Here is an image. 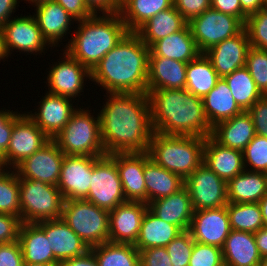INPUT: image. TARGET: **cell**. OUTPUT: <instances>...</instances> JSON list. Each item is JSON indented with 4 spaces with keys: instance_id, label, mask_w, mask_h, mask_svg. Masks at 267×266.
<instances>
[{
    "instance_id": "6da1fadb",
    "label": "cell",
    "mask_w": 267,
    "mask_h": 266,
    "mask_svg": "<svg viewBox=\"0 0 267 266\" xmlns=\"http://www.w3.org/2000/svg\"><path fill=\"white\" fill-rule=\"evenodd\" d=\"M106 94V105L99 112L105 153L147 152L154 132L148 95Z\"/></svg>"
},
{
    "instance_id": "7a4b0ae2",
    "label": "cell",
    "mask_w": 267,
    "mask_h": 266,
    "mask_svg": "<svg viewBox=\"0 0 267 266\" xmlns=\"http://www.w3.org/2000/svg\"><path fill=\"white\" fill-rule=\"evenodd\" d=\"M150 48L128 32L91 70V81L107 93L147 94Z\"/></svg>"
},
{
    "instance_id": "3957f363",
    "label": "cell",
    "mask_w": 267,
    "mask_h": 266,
    "mask_svg": "<svg viewBox=\"0 0 267 266\" xmlns=\"http://www.w3.org/2000/svg\"><path fill=\"white\" fill-rule=\"evenodd\" d=\"M153 130L164 135L207 138L212 126L202 98L186 89L147 90Z\"/></svg>"
},
{
    "instance_id": "277c9868",
    "label": "cell",
    "mask_w": 267,
    "mask_h": 266,
    "mask_svg": "<svg viewBox=\"0 0 267 266\" xmlns=\"http://www.w3.org/2000/svg\"><path fill=\"white\" fill-rule=\"evenodd\" d=\"M76 23L78 28L63 51L90 70L129 32L118 12L94 14Z\"/></svg>"
},
{
    "instance_id": "5b68a950",
    "label": "cell",
    "mask_w": 267,
    "mask_h": 266,
    "mask_svg": "<svg viewBox=\"0 0 267 266\" xmlns=\"http://www.w3.org/2000/svg\"><path fill=\"white\" fill-rule=\"evenodd\" d=\"M205 139L154 131L147 152L156 164L185 180L203 163Z\"/></svg>"
},
{
    "instance_id": "8992f818",
    "label": "cell",
    "mask_w": 267,
    "mask_h": 266,
    "mask_svg": "<svg viewBox=\"0 0 267 266\" xmlns=\"http://www.w3.org/2000/svg\"><path fill=\"white\" fill-rule=\"evenodd\" d=\"M52 140L65 155L101 157L106 154L101 138L99 113L94 117L85 108H77Z\"/></svg>"
},
{
    "instance_id": "52a82bcc",
    "label": "cell",
    "mask_w": 267,
    "mask_h": 266,
    "mask_svg": "<svg viewBox=\"0 0 267 266\" xmlns=\"http://www.w3.org/2000/svg\"><path fill=\"white\" fill-rule=\"evenodd\" d=\"M19 191L22 223L61 218L65 199L57 186L19 178Z\"/></svg>"
},
{
    "instance_id": "ba28073f",
    "label": "cell",
    "mask_w": 267,
    "mask_h": 266,
    "mask_svg": "<svg viewBox=\"0 0 267 266\" xmlns=\"http://www.w3.org/2000/svg\"><path fill=\"white\" fill-rule=\"evenodd\" d=\"M61 218L89 248L109 241V211L85 199L65 200Z\"/></svg>"
},
{
    "instance_id": "9c48e42d",
    "label": "cell",
    "mask_w": 267,
    "mask_h": 266,
    "mask_svg": "<svg viewBox=\"0 0 267 266\" xmlns=\"http://www.w3.org/2000/svg\"><path fill=\"white\" fill-rule=\"evenodd\" d=\"M84 199L107 211L127 202L116 162L109 154L94 161L90 189Z\"/></svg>"
},
{
    "instance_id": "30bf717a",
    "label": "cell",
    "mask_w": 267,
    "mask_h": 266,
    "mask_svg": "<svg viewBox=\"0 0 267 266\" xmlns=\"http://www.w3.org/2000/svg\"><path fill=\"white\" fill-rule=\"evenodd\" d=\"M188 25L198 50L206 52L213 45L239 34L245 24L230 14L208 8L204 13L192 18Z\"/></svg>"
},
{
    "instance_id": "8fae6325",
    "label": "cell",
    "mask_w": 267,
    "mask_h": 266,
    "mask_svg": "<svg viewBox=\"0 0 267 266\" xmlns=\"http://www.w3.org/2000/svg\"><path fill=\"white\" fill-rule=\"evenodd\" d=\"M50 140L27 113H17L13 117V130L8 149L3 158V168L14 169Z\"/></svg>"
},
{
    "instance_id": "7c38bea8",
    "label": "cell",
    "mask_w": 267,
    "mask_h": 266,
    "mask_svg": "<svg viewBox=\"0 0 267 266\" xmlns=\"http://www.w3.org/2000/svg\"><path fill=\"white\" fill-rule=\"evenodd\" d=\"M184 186L188 190L194 211L228 204L227 182L203 163L184 180Z\"/></svg>"
},
{
    "instance_id": "4fadbf2b",
    "label": "cell",
    "mask_w": 267,
    "mask_h": 266,
    "mask_svg": "<svg viewBox=\"0 0 267 266\" xmlns=\"http://www.w3.org/2000/svg\"><path fill=\"white\" fill-rule=\"evenodd\" d=\"M1 32L7 57L12 54L11 51L16 49L19 52L35 54L37 52L42 53L46 46L49 47L48 42L41 34L35 17L30 14L29 16L10 18L1 28Z\"/></svg>"
},
{
    "instance_id": "5bb4252c",
    "label": "cell",
    "mask_w": 267,
    "mask_h": 266,
    "mask_svg": "<svg viewBox=\"0 0 267 266\" xmlns=\"http://www.w3.org/2000/svg\"><path fill=\"white\" fill-rule=\"evenodd\" d=\"M52 67L46 81L48 93L74 99L84 92L83 88L86 85L84 79L87 77L91 80V70L72 58L66 51L63 53L62 61L56 62Z\"/></svg>"
},
{
    "instance_id": "9a60e30c",
    "label": "cell",
    "mask_w": 267,
    "mask_h": 266,
    "mask_svg": "<svg viewBox=\"0 0 267 266\" xmlns=\"http://www.w3.org/2000/svg\"><path fill=\"white\" fill-rule=\"evenodd\" d=\"M64 155L57 144L50 140L40 150L18 164L14 170L19 178L40 180L57 186Z\"/></svg>"
},
{
    "instance_id": "2e32d148",
    "label": "cell",
    "mask_w": 267,
    "mask_h": 266,
    "mask_svg": "<svg viewBox=\"0 0 267 266\" xmlns=\"http://www.w3.org/2000/svg\"><path fill=\"white\" fill-rule=\"evenodd\" d=\"M188 231L195 242L222 249L231 231L226 206L194 211Z\"/></svg>"
},
{
    "instance_id": "e0dca14e",
    "label": "cell",
    "mask_w": 267,
    "mask_h": 266,
    "mask_svg": "<svg viewBox=\"0 0 267 266\" xmlns=\"http://www.w3.org/2000/svg\"><path fill=\"white\" fill-rule=\"evenodd\" d=\"M95 156L64 155L57 182L65 200L84 199L90 189Z\"/></svg>"
},
{
    "instance_id": "ac0fdd59",
    "label": "cell",
    "mask_w": 267,
    "mask_h": 266,
    "mask_svg": "<svg viewBox=\"0 0 267 266\" xmlns=\"http://www.w3.org/2000/svg\"><path fill=\"white\" fill-rule=\"evenodd\" d=\"M148 204L127 201L109 211V242L135 245Z\"/></svg>"
},
{
    "instance_id": "d6986e66",
    "label": "cell",
    "mask_w": 267,
    "mask_h": 266,
    "mask_svg": "<svg viewBox=\"0 0 267 266\" xmlns=\"http://www.w3.org/2000/svg\"><path fill=\"white\" fill-rule=\"evenodd\" d=\"M250 47L248 34L244 28L239 34L213 45L204 54L211 61L218 76L224 77L246 66Z\"/></svg>"
},
{
    "instance_id": "ffe728a7",
    "label": "cell",
    "mask_w": 267,
    "mask_h": 266,
    "mask_svg": "<svg viewBox=\"0 0 267 266\" xmlns=\"http://www.w3.org/2000/svg\"><path fill=\"white\" fill-rule=\"evenodd\" d=\"M36 224L45 232L55 260L60 264L69 258L84 255L90 250L62 218L44 220Z\"/></svg>"
},
{
    "instance_id": "44dd1931",
    "label": "cell",
    "mask_w": 267,
    "mask_h": 266,
    "mask_svg": "<svg viewBox=\"0 0 267 266\" xmlns=\"http://www.w3.org/2000/svg\"><path fill=\"white\" fill-rule=\"evenodd\" d=\"M41 100L38 102V111L26 113L52 140L64 128L77 108L72 105V99L48 92Z\"/></svg>"
},
{
    "instance_id": "7402d4cb",
    "label": "cell",
    "mask_w": 267,
    "mask_h": 266,
    "mask_svg": "<svg viewBox=\"0 0 267 266\" xmlns=\"http://www.w3.org/2000/svg\"><path fill=\"white\" fill-rule=\"evenodd\" d=\"M116 162L127 201L147 203L144 179V152L109 154Z\"/></svg>"
},
{
    "instance_id": "603a6c76",
    "label": "cell",
    "mask_w": 267,
    "mask_h": 266,
    "mask_svg": "<svg viewBox=\"0 0 267 266\" xmlns=\"http://www.w3.org/2000/svg\"><path fill=\"white\" fill-rule=\"evenodd\" d=\"M203 164L226 182L245 170L243 152L223 146L211 136L205 139Z\"/></svg>"
},
{
    "instance_id": "cb8c5ba5",
    "label": "cell",
    "mask_w": 267,
    "mask_h": 266,
    "mask_svg": "<svg viewBox=\"0 0 267 266\" xmlns=\"http://www.w3.org/2000/svg\"><path fill=\"white\" fill-rule=\"evenodd\" d=\"M36 13L33 15L38 23L43 38L50 47H55L69 30L73 18L61 5L54 0L36 5ZM72 21V23H71ZM61 39V40H60Z\"/></svg>"
},
{
    "instance_id": "d4e9b609",
    "label": "cell",
    "mask_w": 267,
    "mask_h": 266,
    "mask_svg": "<svg viewBox=\"0 0 267 266\" xmlns=\"http://www.w3.org/2000/svg\"><path fill=\"white\" fill-rule=\"evenodd\" d=\"M252 118L247 111L218 122L212 127L211 137L219 144L243 151L255 137Z\"/></svg>"
},
{
    "instance_id": "484cf974",
    "label": "cell",
    "mask_w": 267,
    "mask_h": 266,
    "mask_svg": "<svg viewBox=\"0 0 267 266\" xmlns=\"http://www.w3.org/2000/svg\"><path fill=\"white\" fill-rule=\"evenodd\" d=\"M148 208L161 220L178 226L182 231L189 229L194 212L185 186L168 197L151 201Z\"/></svg>"
},
{
    "instance_id": "4316f807",
    "label": "cell",
    "mask_w": 267,
    "mask_h": 266,
    "mask_svg": "<svg viewBox=\"0 0 267 266\" xmlns=\"http://www.w3.org/2000/svg\"><path fill=\"white\" fill-rule=\"evenodd\" d=\"M187 63L149 56L147 90L185 89Z\"/></svg>"
},
{
    "instance_id": "83f0119b",
    "label": "cell",
    "mask_w": 267,
    "mask_h": 266,
    "mask_svg": "<svg viewBox=\"0 0 267 266\" xmlns=\"http://www.w3.org/2000/svg\"><path fill=\"white\" fill-rule=\"evenodd\" d=\"M226 266H256L262 256L256 246L254 233L231 230L222 248Z\"/></svg>"
},
{
    "instance_id": "f1b7e54d",
    "label": "cell",
    "mask_w": 267,
    "mask_h": 266,
    "mask_svg": "<svg viewBox=\"0 0 267 266\" xmlns=\"http://www.w3.org/2000/svg\"><path fill=\"white\" fill-rule=\"evenodd\" d=\"M144 179L147 193V204L174 194L184 186V180L177 174L156 164L144 152Z\"/></svg>"
},
{
    "instance_id": "f546056e",
    "label": "cell",
    "mask_w": 267,
    "mask_h": 266,
    "mask_svg": "<svg viewBox=\"0 0 267 266\" xmlns=\"http://www.w3.org/2000/svg\"><path fill=\"white\" fill-rule=\"evenodd\" d=\"M200 53L190 27L187 24L179 32L172 33L156 41L150 47L149 56L164 57L188 63L195 59Z\"/></svg>"
},
{
    "instance_id": "4dcf8cb0",
    "label": "cell",
    "mask_w": 267,
    "mask_h": 266,
    "mask_svg": "<svg viewBox=\"0 0 267 266\" xmlns=\"http://www.w3.org/2000/svg\"><path fill=\"white\" fill-rule=\"evenodd\" d=\"M266 194L265 172L244 170L227 182L228 203H258Z\"/></svg>"
},
{
    "instance_id": "1f68e13d",
    "label": "cell",
    "mask_w": 267,
    "mask_h": 266,
    "mask_svg": "<svg viewBox=\"0 0 267 266\" xmlns=\"http://www.w3.org/2000/svg\"><path fill=\"white\" fill-rule=\"evenodd\" d=\"M18 242L24 263H58L45 232L36 223H22Z\"/></svg>"
},
{
    "instance_id": "d6a6232c",
    "label": "cell",
    "mask_w": 267,
    "mask_h": 266,
    "mask_svg": "<svg viewBox=\"0 0 267 266\" xmlns=\"http://www.w3.org/2000/svg\"><path fill=\"white\" fill-rule=\"evenodd\" d=\"M182 232L183 231L178 226L161 220L147 208L134 246L138 250L166 247Z\"/></svg>"
},
{
    "instance_id": "836d02e7",
    "label": "cell",
    "mask_w": 267,
    "mask_h": 266,
    "mask_svg": "<svg viewBox=\"0 0 267 266\" xmlns=\"http://www.w3.org/2000/svg\"><path fill=\"white\" fill-rule=\"evenodd\" d=\"M205 115L213 127L218 122L230 119L243 110L235 99L223 77H220L215 87L202 98Z\"/></svg>"
},
{
    "instance_id": "e575fe53",
    "label": "cell",
    "mask_w": 267,
    "mask_h": 266,
    "mask_svg": "<svg viewBox=\"0 0 267 266\" xmlns=\"http://www.w3.org/2000/svg\"><path fill=\"white\" fill-rule=\"evenodd\" d=\"M187 24L188 22L177 9L172 6L149 18L135 33L150 48L156 41L172 33L179 32Z\"/></svg>"
},
{
    "instance_id": "d590c367",
    "label": "cell",
    "mask_w": 267,
    "mask_h": 266,
    "mask_svg": "<svg viewBox=\"0 0 267 266\" xmlns=\"http://www.w3.org/2000/svg\"><path fill=\"white\" fill-rule=\"evenodd\" d=\"M173 6V0H122L119 15L129 32H135L149 18Z\"/></svg>"
},
{
    "instance_id": "8d00e7d4",
    "label": "cell",
    "mask_w": 267,
    "mask_h": 266,
    "mask_svg": "<svg viewBox=\"0 0 267 266\" xmlns=\"http://www.w3.org/2000/svg\"><path fill=\"white\" fill-rule=\"evenodd\" d=\"M219 78L209 58L200 53L187 63L185 89L203 98L215 87Z\"/></svg>"
},
{
    "instance_id": "74e56055",
    "label": "cell",
    "mask_w": 267,
    "mask_h": 266,
    "mask_svg": "<svg viewBox=\"0 0 267 266\" xmlns=\"http://www.w3.org/2000/svg\"><path fill=\"white\" fill-rule=\"evenodd\" d=\"M99 266H140V253L133 244L105 242L90 248Z\"/></svg>"
},
{
    "instance_id": "f35d334b",
    "label": "cell",
    "mask_w": 267,
    "mask_h": 266,
    "mask_svg": "<svg viewBox=\"0 0 267 266\" xmlns=\"http://www.w3.org/2000/svg\"><path fill=\"white\" fill-rule=\"evenodd\" d=\"M231 90L237 105L247 111L263 96L246 66L238 68L223 77Z\"/></svg>"
},
{
    "instance_id": "ab89813d",
    "label": "cell",
    "mask_w": 267,
    "mask_h": 266,
    "mask_svg": "<svg viewBox=\"0 0 267 266\" xmlns=\"http://www.w3.org/2000/svg\"><path fill=\"white\" fill-rule=\"evenodd\" d=\"M226 208L231 230L256 233L264 227L259 203H228Z\"/></svg>"
},
{
    "instance_id": "60d3db41",
    "label": "cell",
    "mask_w": 267,
    "mask_h": 266,
    "mask_svg": "<svg viewBox=\"0 0 267 266\" xmlns=\"http://www.w3.org/2000/svg\"><path fill=\"white\" fill-rule=\"evenodd\" d=\"M0 213L11 214L21 220L19 177L14 169L0 168Z\"/></svg>"
},
{
    "instance_id": "b9f144b4",
    "label": "cell",
    "mask_w": 267,
    "mask_h": 266,
    "mask_svg": "<svg viewBox=\"0 0 267 266\" xmlns=\"http://www.w3.org/2000/svg\"><path fill=\"white\" fill-rule=\"evenodd\" d=\"M242 152L245 170L267 173V137L255 135Z\"/></svg>"
},
{
    "instance_id": "7bdbcfd3",
    "label": "cell",
    "mask_w": 267,
    "mask_h": 266,
    "mask_svg": "<svg viewBox=\"0 0 267 266\" xmlns=\"http://www.w3.org/2000/svg\"><path fill=\"white\" fill-rule=\"evenodd\" d=\"M245 30L251 47L267 50V6L247 16Z\"/></svg>"
},
{
    "instance_id": "ee69618b",
    "label": "cell",
    "mask_w": 267,
    "mask_h": 266,
    "mask_svg": "<svg viewBox=\"0 0 267 266\" xmlns=\"http://www.w3.org/2000/svg\"><path fill=\"white\" fill-rule=\"evenodd\" d=\"M246 67L263 95H267V50L250 47Z\"/></svg>"
},
{
    "instance_id": "f6af8a7d",
    "label": "cell",
    "mask_w": 267,
    "mask_h": 266,
    "mask_svg": "<svg viewBox=\"0 0 267 266\" xmlns=\"http://www.w3.org/2000/svg\"><path fill=\"white\" fill-rule=\"evenodd\" d=\"M194 247V240L188 230L175 237L167 246L172 266H188Z\"/></svg>"
},
{
    "instance_id": "bcb514c9",
    "label": "cell",
    "mask_w": 267,
    "mask_h": 266,
    "mask_svg": "<svg viewBox=\"0 0 267 266\" xmlns=\"http://www.w3.org/2000/svg\"><path fill=\"white\" fill-rule=\"evenodd\" d=\"M224 264L222 249L194 241V247L188 266H222Z\"/></svg>"
},
{
    "instance_id": "7dc6e473",
    "label": "cell",
    "mask_w": 267,
    "mask_h": 266,
    "mask_svg": "<svg viewBox=\"0 0 267 266\" xmlns=\"http://www.w3.org/2000/svg\"><path fill=\"white\" fill-rule=\"evenodd\" d=\"M247 112L252 118L256 135L267 137V95H263Z\"/></svg>"
},
{
    "instance_id": "c3c4849f",
    "label": "cell",
    "mask_w": 267,
    "mask_h": 266,
    "mask_svg": "<svg viewBox=\"0 0 267 266\" xmlns=\"http://www.w3.org/2000/svg\"><path fill=\"white\" fill-rule=\"evenodd\" d=\"M173 6L189 22L211 7V0H173Z\"/></svg>"
},
{
    "instance_id": "681fc988",
    "label": "cell",
    "mask_w": 267,
    "mask_h": 266,
    "mask_svg": "<svg viewBox=\"0 0 267 266\" xmlns=\"http://www.w3.org/2000/svg\"><path fill=\"white\" fill-rule=\"evenodd\" d=\"M18 112L0 110V168H3V158L8 149L13 130V117Z\"/></svg>"
},
{
    "instance_id": "f907efd6",
    "label": "cell",
    "mask_w": 267,
    "mask_h": 266,
    "mask_svg": "<svg viewBox=\"0 0 267 266\" xmlns=\"http://www.w3.org/2000/svg\"><path fill=\"white\" fill-rule=\"evenodd\" d=\"M21 224L19 217L0 213V244L18 241Z\"/></svg>"
},
{
    "instance_id": "816d5d0a",
    "label": "cell",
    "mask_w": 267,
    "mask_h": 266,
    "mask_svg": "<svg viewBox=\"0 0 267 266\" xmlns=\"http://www.w3.org/2000/svg\"><path fill=\"white\" fill-rule=\"evenodd\" d=\"M140 266H172L166 247L139 250Z\"/></svg>"
},
{
    "instance_id": "f5cc1de1",
    "label": "cell",
    "mask_w": 267,
    "mask_h": 266,
    "mask_svg": "<svg viewBox=\"0 0 267 266\" xmlns=\"http://www.w3.org/2000/svg\"><path fill=\"white\" fill-rule=\"evenodd\" d=\"M21 247L18 241L0 244V266H23Z\"/></svg>"
},
{
    "instance_id": "db71d44e",
    "label": "cell",
    "mask_w": 267,
    "mask_h": 266,
    "mask_svg": "<svg viewBox=\"0 0 267 266\" xmlns=\"http://www.w3.org/2000/svg\"><path fill=\"white\" fill-rule=\"evenodd\" d=\"M61 5L77 21L94 15L84 0H54Z\"/></svg>"
},
{
    "instance_id": "11a10c76",
    "label": "cell",
    "mask_w": 267,
    "mask_h": 266,
    "mask_svg": "<svg viewBox=\"0 0 267 266\" xmlns=\"http://www.w3.org/2000/svg\"><path fill=\"white\" fill-rule=\"evenodd\" d=\"M211 8L238 17L244 24L247 15L242 11L239 0H211Z\"/></svg>"
},
{
    "instance_id": "9f6ffc18",
    "label": "cell",
    "mask_w": 267,
    "mask_h": 266,
    "mask_svg": "<svg viewBox=\"0 0 267 266\" xmlns=\"http://www.w3.org/2000/svg\"><path fill=\"white\" fill-rule=\"evenodd\" d=\"M89 9L98 14H113L119 11V2L117 0H84Z\"/></svg>"
},
{
    "instance_id": "6f0895ef",
    "label": "cell",
    "mask_w": 267,
    "mask_h": 266,
    "mask_svg": "<svg viewBox=\"0 0 267 266\" xmlns=\"http://www.w3.org/2000/svg\"><path fill=\"white\" fill-rule=\"evenodd\" d=\"M61 266H99L98 261L91 250L79 257L69 258Z\"/></svg>"
},
{
    "instance_id": "680465c9",
    "label": "cell",
    "mask_w": 267,
    "mask_h": 266,
    "mask_svg": "<svg viewBox=\"0 0 267 266\" xmlns=\"http://www.w3.org/2000/svg\"><path fill=\"white\" fill-rule=\"evenodd\" d=\"M18 2V0H0V29L11 18V14L18 7Z\"/></svg>"
},
{
    "instance_id": "91938a15",
    "label": "cell",
    "mask_w": 267,
    "mask_h": 266,
    "mask_svg": "<svg viewBox=\"0 0 267 266\" xmlns=\"http://www.w3.org/2000/svg\"><path fill=\"white\" fill-rule=\"evenodd\" d=\"M242 11L249 16L267 6V0H239Z\"/></svg>"
},
{
    "instance_id": "94428289",
    "label": "cell",
    "mask_w": 267,
    "mask_h": 266,
    "mask_svg": "<svg viewBox=\"0 0 267 266\" xmlns=\"http://www.w3.org/2000/svg\"><path fill=\"white\" fill-rule=\"evenodd\" d=\"M254 238L256 246L259 250V253L262 257L267 256V228L262 227L256 233H254Z\"/></svg>"
},
{
    "instance_id": "6125c7cd",
    "label": "cell",
    "mask_w": 267,
    "mask_h": 266,
    "mask_svg": "<svg viewBox=\"0 0 267 266\" xmlns=\"http://www.w3.org/2000/svg\"><path fill=\"white\" fill-rule=\"evenodd\" d=\"M263 217V225L267 228V194L258 202Z\"/></svg>"
},
{
    "instance_id": "be15d7a7",
    "label": "cell",
    "mask_w": 267,
    "mask_h": 266,
    "mask_svg": "<svg viewBox=\"0 0 267 266\" xmlns=\"http://www.w3.org/2000/svg\"><path fill=\"white\" fill-rule=\"evenodd\" d=\"M5 57L7 58L5 50H4V46H3L2 32L0 29V61H1V59L3 60Z\"/></svg>"
},
{
    "instance_id": "e7e4bbea",
    "label": "cell",
    "mask_w": 267,
    "mask_h": 266,
    "mask_svg": "<svg viewBox=\"0 0 267 266\" xmlns=\"http://www.w3.org/2000/svg\"><path fill=\"white\" fill-rule=\"evenodd\" d=\"M23 266H61V264L60 263H46V264L24 263Z\"/></svg>"
},
{
    "instance_id": "03108f58",
    "label": "cell",
    "mask_w": 267,
    "mask_h": 266,
    "mask_svg": "<svg viewBox=\"0 0 267 266\" xmlns=\"http://www.w3.org/2000/svg\"><path fill=\"white\" fill-rule=\"evenodd\" d=\"M25 1H30L29 3L31 4V2H32V4L31 5H38V4H40V3H44V2H47V1H50V0H25Z\"/></svg>"
},
{
    "instance_id": "003e7915",
    "label": "cell",
    "mask_w": 267,
    "mask_h": 266,
    "mask_svg": "<svg viewBox=\"0 0 267 266\" xmlns=\"http://www.w3.org/2000/svg\"><path fill=\"white\" fill-rule=\"evenodd\" d=\"M261 266H267V256L266 257H262L261 261H260Z\"/></svg>"
}]
</instances>
